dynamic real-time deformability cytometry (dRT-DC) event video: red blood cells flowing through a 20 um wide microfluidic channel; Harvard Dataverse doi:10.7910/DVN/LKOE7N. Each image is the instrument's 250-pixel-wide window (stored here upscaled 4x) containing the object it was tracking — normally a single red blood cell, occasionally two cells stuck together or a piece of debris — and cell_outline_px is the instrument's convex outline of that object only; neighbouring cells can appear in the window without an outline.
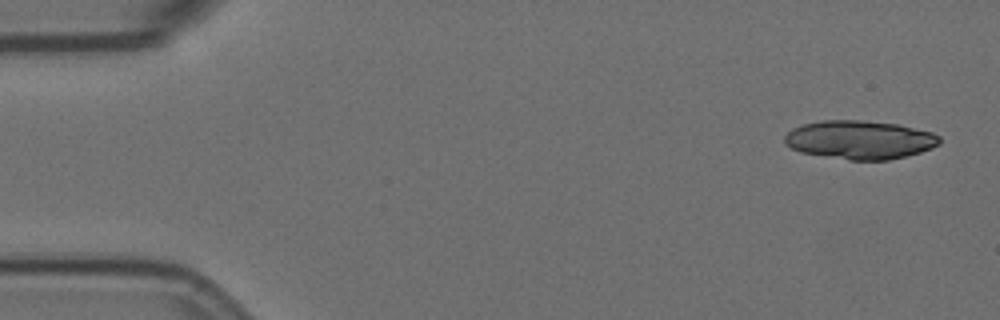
{"species": "Egyptian fruit bat (a non-hibernating species)", "species_latin": "Rousettus aegyptiacus", "temperature_condition": "room temperature", "stored_images_in_passage": 4, "camera_frame_rate_fps": 3000, "um_per_image_px": 0.085, "animal": {"sex": "female"}, "frame": {"image": 1, "passage_image": 1, "time_ms": 0.0, "image_size_px": [1000, 320], "cell_outline_px": [[940, 144], [932, 148], [920, 152], [888, 160], [848, 160], [800, 152], [784, 144], [784, 136], [792, 128], [804, 124], [820, 120], [860, 120], [896, 124], [932, 132], [940, 136]], "centroid_in_image_um": [73.06, 11.88], "position_along_channel_um": 11.9, "area_um2": 34.85}}